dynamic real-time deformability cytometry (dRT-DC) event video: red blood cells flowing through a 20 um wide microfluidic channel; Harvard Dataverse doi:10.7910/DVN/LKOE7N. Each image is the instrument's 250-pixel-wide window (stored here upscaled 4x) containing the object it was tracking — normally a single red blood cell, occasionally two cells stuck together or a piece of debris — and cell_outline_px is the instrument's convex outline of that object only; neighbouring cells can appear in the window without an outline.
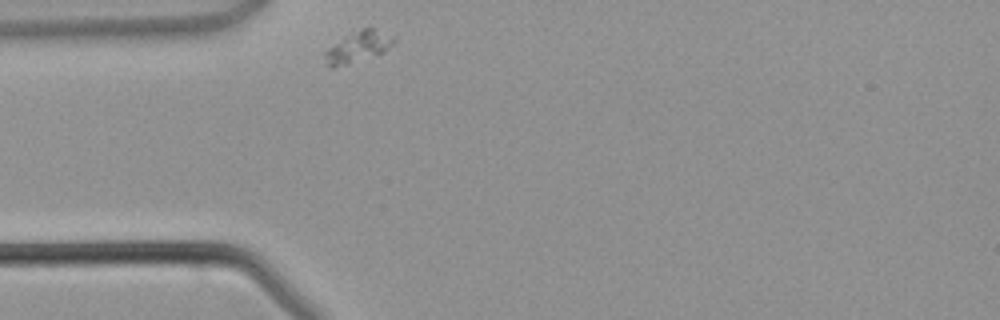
{"species": "common noctule bat (a hibernating species)", "species_latin": "Nyctalus noctula", "temperature_condition": "warm", "stored_images_in_passage": 27, "camera_frame_rate_fps": 3000, "um_per_image_px": 0.085, "animal": {"sex": "male", "body_mass_g": 21.5, "forearm_length_mm": 52.0}, "frame": {"image": 1, "passage_image": 1, "time_ms": 0.0, "image_size_px": [1000, 320], "cell_outline_px": [[396, 40], [384, 52], [348, 64], [332, 68], [328, 64], [324, 56], [324, 52], [328, 48], [344, 36], [360, 28], [372, 28], [396, 36]], "centroid_in_image_um": [30.45, 3.96], "position_along_channel_um": 54.5, "area_um2": 12.37}}
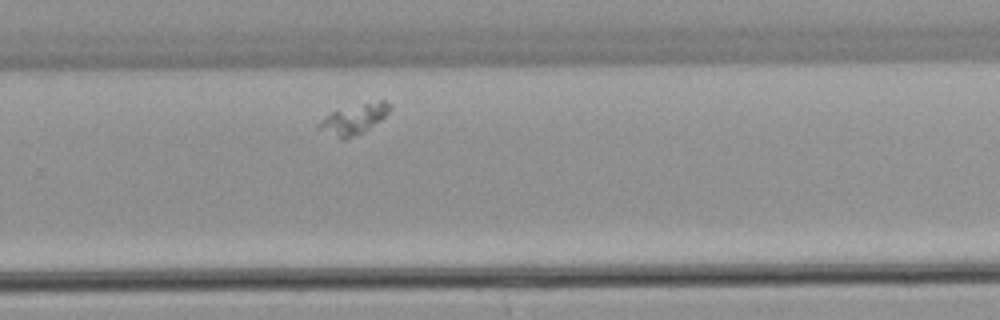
{"frame": {"image": 2, "passage_image": 19, "time_ms": 6.0, "image_size_px": [1000, 320], "cell_outline_px": [[392, 108], [380, 120], [368, 128], [344, 140], [340, 140], [316, 128], [316, 124], [320, 120], [332, 112], [380, 100], [384, 100], [392, 104]], "centroid_in_image_um": [30.05, 10.15], "position_along_channel_um": 299.8, "area_um2": 12.02}}
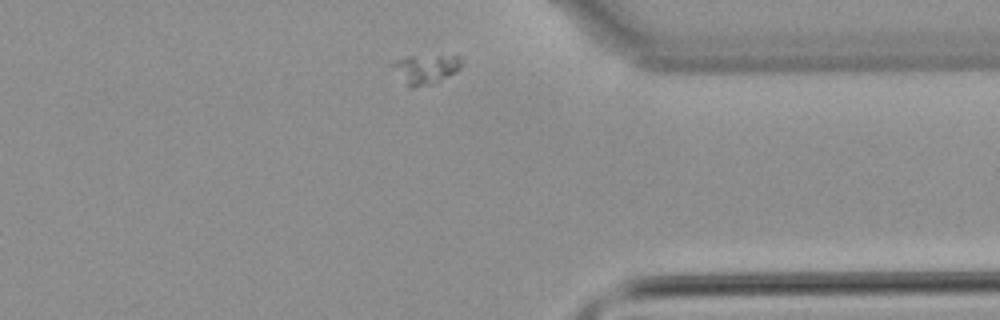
{"frame": {"image": 3, "passage_image": 25, "time_ms": 8.0, "image_size_px": [1000, 320], "cell_outline_px": [[464, 60], [460, 68], [456, 72], [440, 80], [416, 88], [408, 88], [404, 84], [388, 64], [404, 56], [456, 52]], "centroid_in_image_um": [36.21, 5.79], "position_along_channel_um": 375.2, "area_um2": 12.89}}